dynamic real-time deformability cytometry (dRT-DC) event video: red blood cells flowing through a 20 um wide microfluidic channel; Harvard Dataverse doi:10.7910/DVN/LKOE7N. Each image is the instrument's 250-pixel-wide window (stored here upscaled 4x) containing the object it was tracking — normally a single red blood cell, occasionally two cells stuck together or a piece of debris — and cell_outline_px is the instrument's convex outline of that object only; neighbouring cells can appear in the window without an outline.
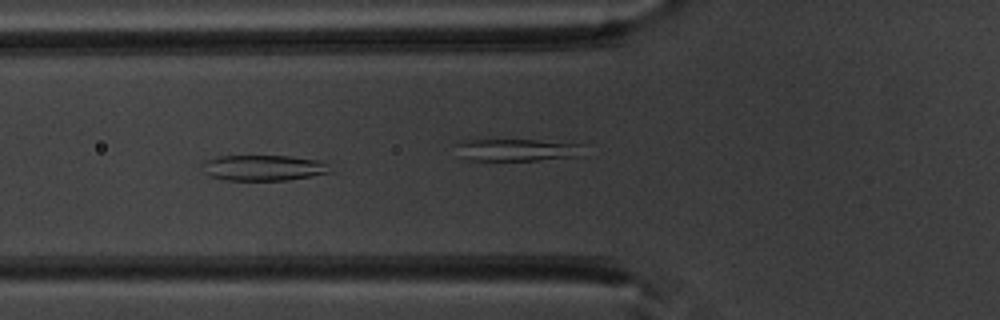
{"species": "common noctule bat (a hibernating species)", "species_latin": "Nyctalus noctula", "temperature_condition": "warm", "stored_images_in_passage": 37, "camera_frame_rate_fps": 3000, "um_per_image_px": 0.085, "animal": {"sex": "male", "body_mass_g": 20.1, "forearm_length_mm": 53.5}, "frame": {"image": 1, "passage_image": 4, "time_ms": 1.0, "image_size_px": [1000, 320], "cell_outline_px": [[332, 172], [288, 180], [228, 180], [208, 176], [200, 168], [200, 164], [204, 160], [216, 156], [292, 156], [320, 160], [328, 164]], "centroid_in_image_um": [22.34, 14.26], "position_along_channel_um": 103.5, "area_um2": 19.42}}
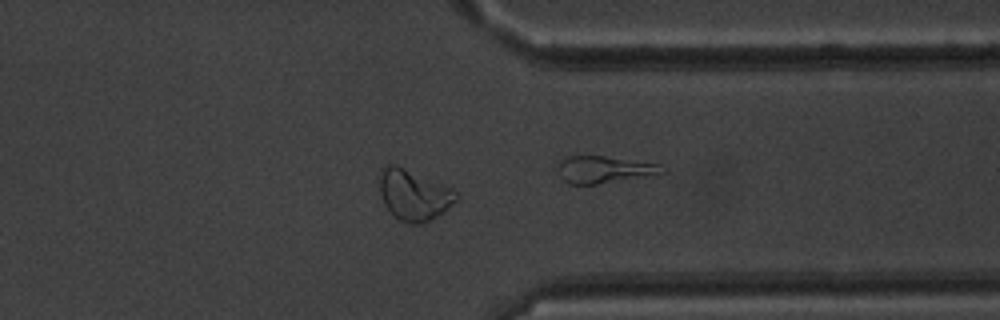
{"frame": {"image": 2, "passage_image": 25, "time_ms": 8.0, "image_size_px": [1000, 320], "cell_outline_px": [[460, 196], [444, 212], [424, 224], [408, 224], [400, 220], [384, 204], [380, 192], [380, 172], [388, 164], [396, 164], [452, 188]], "centroid_in_image_um": [35.19, 16.58], "position_along_channel_um": 376.2, "area_um2": 22.54}}
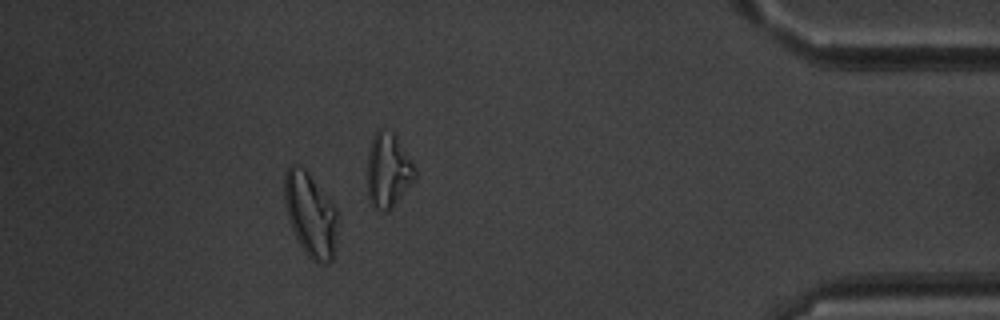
{"frame": {"image": 3, "passage_image": 31, "time_ms": 10.0, "image_size_px": [1000, 320], "cell_outline_px": [[340, 224], [336, 248], [332, 260], [328, 264], [316, 264], [308, 256], [300, 244], [292, 228], [284, 204], [284, 172], [292, 164], [304, 168], [308, 172], [336, 208], [340, 220]], "centroid_in_image_um": [26.44, 18.28], "position_along_channel_um": 408.8, "area_um2": 26.59}, "authors_computed_cell_mechanics": {"area_um2": 19.7098, "velocity_mm_per_s": 3.9485, "shape_relaxation_time_tau1_ms": null, "shape_relaxation_time_tau2_ms": 3.2074, "deformation_change_tau1": null, "deformation_change_tau2": 0.1006}}